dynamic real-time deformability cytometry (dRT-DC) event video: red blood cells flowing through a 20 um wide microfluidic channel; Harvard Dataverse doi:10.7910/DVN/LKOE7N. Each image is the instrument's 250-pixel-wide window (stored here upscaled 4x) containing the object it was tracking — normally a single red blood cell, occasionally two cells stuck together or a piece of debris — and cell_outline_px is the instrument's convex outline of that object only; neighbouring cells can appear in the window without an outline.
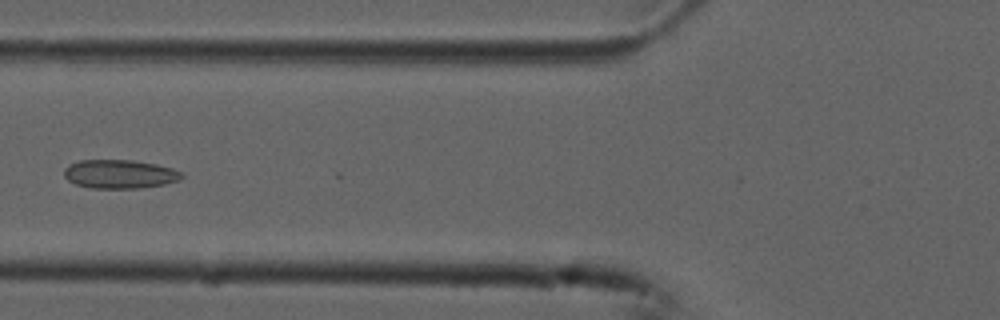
{"species": "common noctule bat (a hibernating species)", "species_latin": "Nyctalus noctula", "temperature_condition": "cold", "stored_images_in_passage": 5, "camera_frame_rate_fps": 3000, "um_per_image_px": 0.085, "animal": {"sex": "male", "forearm_length_mm": 52.5}, "frame": {"image": 1, "passage_image": 5, "time_ms": 1.333, "image_size_px": [1000, 320], "cell_outline_px": [[184, 176], [180, 180], [164, 184], [140, 188], [88, 188], [76, 184], [68, 180], [64, 176], [64, 168], [68, 164], [80, 160], [132, 160], [156, 164], [172, 168], [184, 172]], "centroid_in_image_um": [10.18, 14.79], "position_along_channel_um": 115.6, "area_um2": 19.88}}